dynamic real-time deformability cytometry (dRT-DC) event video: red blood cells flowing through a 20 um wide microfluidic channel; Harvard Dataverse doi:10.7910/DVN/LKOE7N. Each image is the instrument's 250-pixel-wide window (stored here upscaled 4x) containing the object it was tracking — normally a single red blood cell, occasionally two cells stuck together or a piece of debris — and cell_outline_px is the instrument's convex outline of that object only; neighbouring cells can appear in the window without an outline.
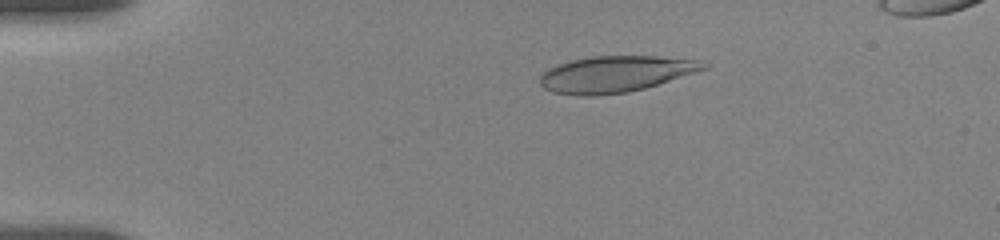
{"species": "human", "species_latin": "Homo sapiens", "temperature_condition": "room temperature", "stored_images_in_passage": 23, "camera_frame_rate_fps": 3000, "um_per_image_px": 0.085, "donor": {"sex": "female"}, "frame": {"image": 1, "passage_image": 11, "time_ms": 3.333, "image_size_px": [1000, 240], "cell_outline_px": [[708, 68], [644, 88], [628, 92], [592, 96], [580, 96], [552, 92], [544, 88], [540, 84], [540, 76], [548, 68], [572, 60], [592, 56], [656, 56], [696, 60], [708, 64]], "centroid_in_image_um": [52.28, 6.3], "position_along_channel_um": 32.7, "area_um2": 34.28}}
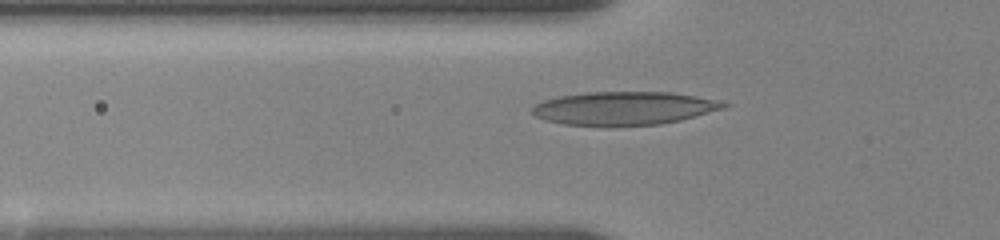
{"frame": {"image": 2, "passage_image": 19, "time_ms": 6.0, "image_size_px": [1000, 240], "cell_outline_px": [[732, 104], [728, 108], [680, 120], [660, 124], [564, 124], [544, 120], [536, 116], [532, 112], [532, 108], [536, 104], [544, 100], [560, 96], [588, 92], [672, 92], [720, 100]], "centroid_in_image_um": [53.13, 9.17], "position_along_channel_um": 72.7, "area_um2": 36.7}}